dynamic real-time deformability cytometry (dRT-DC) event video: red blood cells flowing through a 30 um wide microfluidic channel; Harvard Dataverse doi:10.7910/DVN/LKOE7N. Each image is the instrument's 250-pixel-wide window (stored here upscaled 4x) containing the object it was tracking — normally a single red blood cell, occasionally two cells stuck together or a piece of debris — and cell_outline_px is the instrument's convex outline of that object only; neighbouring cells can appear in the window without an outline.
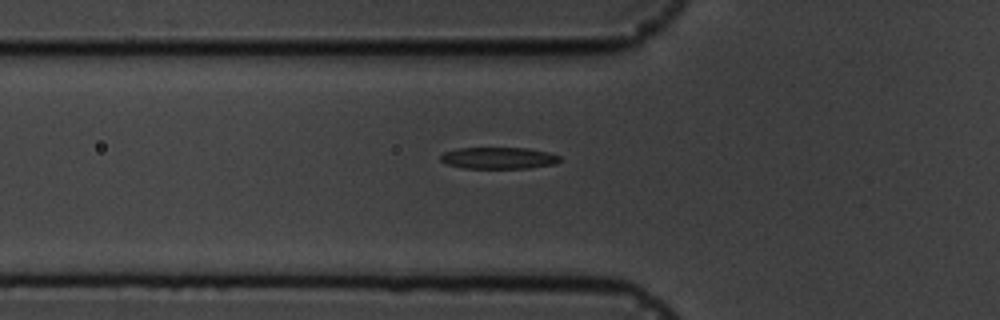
{"species": "common noctule bat (a hibernating species)", "species_latin": "Nyctalus noctula", "temperature_condition": "cold", "stored_images_in_passage": 4, "camera_frame_rate_fps": 3000, "um_per_image_px": 0.085, "animal": {"sex": "male", "body_mass_g": 19.5, "forearm_length_mm": 54.6}, "frame": {"image": 1, "passage_image": 4, "time_ms": 3.667, "image_size_px": [1000, 320], "cell_outline_px": [[560, 160], [556, 164], [528, 168], [464, 168], [444, 164], [440, 160], [440, 156], [444, 152], [456, 148], [528, 148], [548, 152], [560, 156]], "centroid_in_image_um": [42.35, 13.43], "position_along_channel_um": 83.4, "area_um2": 15.14}}